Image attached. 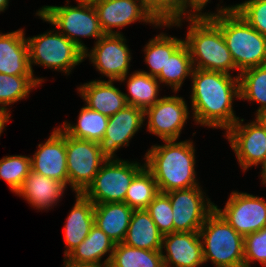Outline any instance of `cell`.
Returning <instances> with one entry per match:
<instances>
[{"label": "cell", "instance_id": "cell-44", "mask_svg": "<svg viewBox=\"0 0 266 267\" xmlns=\"http://www.w3.org/2000/svg\"><path fill=\"white\" fill-rule=\"evenodd\" d=\"M8 3H9V0H0V12L7 9Z\"/></svg>", "mask_w": 266, "mask_h": 267}, {"label": "cell", "instance_id": "cell-14", "mask_svg": "<svg viewBox=\"0 0 266 267\" xmlns=\"http://www.w3.org/2000/svg\"><path fill=\"white\" fill-rule=\"evenodd\" d=\"M91 1L96 10L101 29L105 34H119L114 28L122 29V27H126L135 21L150 23L154 27L164 26V23H159L148 11L144 0Z\"/></svg>", "mask_w": 266, "mask_h": 267}, {"label": "cell", "instance_id": "cell-34", "mask_svg": "<svg viewBox=\"0 0 266 267\" xmlns=\"http://www.w3.org/2000/svg\"><path fill=\"white\" fill-rule=\"evenodd\" d=\"M31 170V157L13 155L0 159V178L7 182L14 193L19 190Z\"/></svg>", "mask_w": 266, "mask_h": 267}, {"label": "cell", "instance_id": "cell-20", "mask_svg": "<svg viewBox=\"0 0 266 267\" xmlns=\"http://www.w3.org/2000/svg\"><path fill=\"white\" fill-rule=\"evenodd\" d=\"M0 73L33 75L29 64V48L23 29L0 33Z\"/></svg>", "mask_w": 266, "mask_h": 267}, {"label": "cell", "instance_id": "cell-41", "mask_svg": "<svg viewBox=\"0 0 266 267\" xmlns=\"http://www.w3.org/2000/svg\"><path fill=\"white\" fill-rule=\"evenodd\" d=\"M9 119H10V114L0 109V137L1 133L5 129L6 126L5 124L9 121Z\"/></svg>", "mask_w": 266, "mask_h": 267}, {"label": "cell", "instance_id": "cell-17", "mask_svg": "<svg viewBox=\"0 0 266 267\" xmlns=\"http://www.w3.org/2000/svg\"><path fill=\"white\" fill-rule=\"evenodd\" d=\"M45 141L38 145V150L31 157L32 171L67 186L66 133L57 127Z\"/></svg>", "mask_w": 266, "mask_h": 267}, {"label": "cell", "instance_id": "cell-3", "mask_svg": "<svg viewBox=\"0 0 266 267\" xmlns=\"http://www.w3.org/2000/svg\"><path fill=\"white\" fill-rule=\"evenodd\" d=\"M184 43L190 51L193 68L230 74L237 67L221 29L211 19L187 20Z\"/></svg>", "mask_w": 266, "mask_h": 267}, {"label": "cell", "instance_id": "cell-4", "mask_svg": "<svg viewBox=\"0 0 266 267\" xmlns=\"http://www.w3.org/2000/svg\"><path fill=\"white\" fill-rule=\"evenodd\" d=\"M222 31L239 74L249 68L266 64V37L232 11L211 19Z\"/></svg>", "mask_w": 266, "mask_h": 267}, {"label": "cell", "instance_id": "cell-22", "mask_svg": "<svg viewBox=\"0 0 266 267\" xmlns=\"http://www.w3.org/2000/svg\"><path fill=\"white\" fill-rule=\"evenodd\" d=\"M94 225V203L83 194L76 193V202L64 226L67 257L89 234Z\"/></svg>", "mask_w": 266, "mask_h": 267}, {"label": "cell", "instance_id": "cell-38", "mask_svg": "<svg viewBox=\"0 0 266 267\" xmlns=\"http://www.w3.org/2000/svg\"><path fill=\"white\" fill-rule=\"evenodd\" d=\"M259 261L266 267V226L244 236V267Z\"/></svg>", "mask_w": 266, "mask_h": 267}, {"label": "cell", "instance_id": "cell-19", "mask_svg": "<svg viewBox=\"0 0 266 267\" xmlns=\"http://www.w3.org/2000/svg\"><path fill=\"white\" fill-rule=\"evenodd\" d=\"M112 82L114 80H93L80 85L78 93L89 109L110 117L127 105L124 93Z\"/></svg>", "mask_w": 266, "mask_h": 267}, {"label": "cell", "instance_id": "cell-39", "mask_svg": "<svg viewBox=\"0 0 266 267\" xmlns=\"http://www.w3.org/2000/svg\"><path fill=\"white\" fill-rule=\"evenodd\" d=\"M210 0H185V15L187 14V20H201V19H213L217 16L227 14L235 10L236 5L217 8V13H202V9ZM191 8V9H188ZM188 9V11L186 10ZM193 9V11H192ZM190 10V11H189ZM187 11V12H186Z\"/></svg>", "mask_w": 266, "mask_h": 267}, {"label": "cell", "instance_id": "cell-36", "mask_svg": "<svg viewBox=\"0 0 266 267\" xmlns=\"http://www.w3.org/2000/svg\"><path fill=\"white\" fill-rule=\"evenodd\" d=\"M146 211L163 236L174 232L172 206L166 193L159 192L148 205Z\"/></svg>", "mask_w": 266, "mask_h": 267}, {"label": "cell", "instance_id": "cell-29", "mask_svg": "<svg viewBox=\"0 0 266 267\" xmlns=\"http://www.w3.org/2000/svg\"><path fill=\"white\" fill-rule=\"evenodd\" d=\"M44 78L34 75H8L0 73V109L10 114L8 106L26 98L33 88L42 84Z\"/></svg>", "mask_w": 266, "mask_h": 267}, {"label": "cell", "instance_id": "cell-33", "mask_svg": "<svg viewBox=\"0 0 266 267\" xmlns=\"http://www.w3.org/2000/svg\"><path fill=\"white\" fill-rule=\"evenodd\" d=\"M238 77L239 99L259 103L256 113L266 108V64L246 69Z\"/></svg>", "mask_w": 266, "mask_h": 267}, {"label": "cell", "instance_id": "cell-43", "mask_svg": "<svg viewBox=\"0 0 266 267\" xmlns=\"http://www.w3.org/2000/svg\"><path fill=\"white\" fill-rule=\"evenodd\" d=\"M261 171H262L261 172L262 183H263V185H266V161L262 165V170Z\"/></svg>", "mask_w": 266, "mask_h": 267}, {"label": "cell", "instance_id": "cell-40", "mask_svg": "<svg viewBox=\"0 0 266 267\" xmlns=\"http://www.w3.org/2000/svg\"><path fill=\"white\" fill-rule=\"evenodd\" d=\"M64 267H107V266L100 265L97 263L77 262V261L69 259L68 257H65Z\"/></svg>", "mask_w": 266, "mask_h": 267}, {"label": "cell", "instance_id": "cell-24", "mask_svg": "<svg viewBox=\"0 0 266 267\" xmlns=\"http://www.w3.org/2000/svg\"><path fill=\"white\" fill-rule=\"evenodd\" d=\"M163 235L146 209L134 210L122 243L144 250H161Z\"/></svg>", "mask_w": 266, "mask_h": 267}, {"label": "cell", "instance_id": "cell-27", "mask_svg": "<svg viewBox=\"0 0 266 267\" xmlns=\"http://www.w3.org/2000/svg\"><path fill=\"white\" fill-rule=\"evenodd\" d=\"M108 121V116L84 106L79 112L76 125L64 121L60 127L71 137L99 142L104 137Z\"/></svg>", "mask_w": 266, "mask_h": 267}, {"label": "cell", "instance_id": "cell-23", "mask_svg": "<svg viewBox=\"0 0 266 267\" xmlns=\"http://www.w3.org/2000/svg\"><path fill=\"white\" fill-rule=\"evenodd\" d=\"M133 211L124 202L94 204V225L104 231L115 244L122 243Z\"/></svg>", "mask_w": 266, "mask_h": 267}, {"label": "cell", "instance_id": "cell-35", "mask_svg": "<svg viewBox=\"0 0 266 267\" xmlns=\"http://www.w3.org/2000/svg\"><path fill=\"white\" fill-rule=\"evenodd\" d=\"M148 11L165 27H180L185 14V0H144Z\"/></svg>", "mask_w": 266, "mask_h": 267}, {"label": "cell", "instance_id": "cell-2", "mask_svg": "<svg viewBox=\"0 0 266 267\" xmlns=\"http://www.w3.org/2000/svg\"><path fill=\"white\" fill-rule=\"evenodd\" d=\"M153 145L145 155V166L151 171L159 192L199 186L196 181L195 148L190 140L163 141Z\"/></svg>", "mask_w": 266, "mask_h": 267}, {"label": "cell", "instance_id": "cell-5", "mask_svg": "<svg viewBox=\"0 0 266 267\" xmlns=\"http://www.w3.org/2000/svg\"><path fill=\"white\" fill-rule=\"evenodd\" d=\"M204 262L216 267H244V236L239 234L215 209L199 230Z\"/></svg>", "mask_w": 266, "mask_h": 267}, {"label": "cell", "instance_id": "cell-21", "mask_svg": "<svg viewBox=\"0 0 266 267\" xmlns=\"http://www.w3.org/2000/svg\"><path fill=\"white\" fill-rule=\"evenodd\" d=\"M66 188L63 182L31 170L16 194L25 198L32 207L44 210L56 205Z\"/></svg>", "mask_w": 266, "mask_h": 267}, {"label": "cell", "instance_id": "cell-15", "mask_svg": "<svg viewBox=\"0 0 266 267\" xmlns=\"http://www.w3.org/2000/svg\"><path fill=\"white\" fill-rule=\"evenodd\" d=\"M189 114L183 97L164 96L144 111V120L148 118V131L157 135L162 141H177Z\"/></svg>", "mask_w": 266, "mask_h": 267}, {"label": "cell", "instance_id": "cell-28", "mask_svg": "<svg viewBox=\"0 0 266 267\" xmlns=\"http://www.w3.org/2000/svg\"><path fill=\"white\" fill-rule=\"evenodd\" d=\"M108 267H164V264L161 250H144L117 243Z\"/></svg>", "mask_w": 266, "mask_h": 267}, {"label": "cell", "instance_id": "cell-25", "mask_svg": "<svg viewBox=\"0 0 266 267\" xmlns=\"http://www.w3.org/2000/svg\"><path fill=\"white\" fill-rule=\"evenodd\" d=\"M115 245L104 231L93 225L88 236L67 257L77 262L97 263L108 267ZM109 252V256L101 263V258Z\"/></svg>", "mask_w": 266, "mask_h": 267}, {"label": "cell", "instance_id": "cell-1", "mask_svg": "<svg viewBox=\"0 0 266 267\" xmlns=\"http://www.w3.org/2000/svg\"><path fill=\"white\" fill-rule=\"evenodd\" d=\"M191 78L193 120L201 126L227 131L239 119L232 106L234 98H240L239 77L193 68Z\"/></svg>", "mask_w": 266, "mask_h": 267}, {"label": "cell", "instance_id": "cell-11", "mask_svg": "<svg viewBox=\"0 0 266 267\" xmlns=\"http://www.w3.org/2000/svg\"><path fill=\"white\" fill-rule=\"evenodd\" d=\"M123 34H104L95 42L94 48L84 52L100 74L109 80L123 82L129 73L131 53Z\"/></svg>", "mask_w": 266, "mask_h": 267}, {"label": "cell", "instance_id": "cell-8", "mask_svg": "<svg viewBox=\"0 0 266 267\" xmlns=\"http://www.w3.org/2000/svg\"><path fill=\"white\" fill-rule=\"evenodd\" d=\"M144 166L145 163L107 159L82 194L94 204L124 202L130 183Z\"/></svg>", "mask_w": 266, "mask_h": 267}, {"label": "cell", "instance_id": "cell-7", "mask_svg": "<svg viewBox=\"0 0 266 267\" xmlns=\"http://www.w3.org/2000/svg\"><path fill=\"white\" fill-rule=\"evenodd\" d=\"M52 30L26 38L30 69L33 73L32 65L37 64L69 75L76 65L84 61V52L58 30Z\"/></svg>", "mask_w": 266, "mask_h": 267}, {"label": "cell", "instance_id": "cell-42", "mask_svg": "<svg viewBox=\"0 0 266 267\" xmlns=\"http://www.w3.org/2000/svg\"><path fill=\"white\" fill-rule=\"evenodd\" d=\"M256 120L266 127V108H263L262 110L258 111L256 114Z\"/></svg>", "mask_w": 266, "mask_h": 267}, {"label": "cell", "instance_id": "cell-37", "mask_svg": "<svg viewBox=\"0 0 266 267\" xmlns=\"http://www.w3.org/2000/svg\"><path fill=\"white\" fill-rule=\"evenodd\" d=\"M237 11L245 21L266 37V0H247L236 4Z\"/></svg>", "mask_w": 266, "mask_h": 267}, {"label": "cell", "instance_id": "cell-10", "mask_svg": "<svg viewBox=\"0 0 266 267\" xmlns=\"http://www.w3.org/2000/svg\"><path fill=\"white\" fill-rule=\"evenodd\" d=\"M173 212L174 232H199L214 203L200 186L166 192Z\"/></svg>", "mask_w": 266, "mask_h": 267}, {"label": "cell", "instance_id": "cell-6", "mask_svg": "<svg viewBox=\"0 0 266 267\" xmlns=\"http://www.w3.org/2000/svg\"><path fill=\"white\" fill-rule=\"evenodd\" d=\"M77 6H43L37 11L41 20L57 27L60 33L72 41L79 49H88L80 37H93L97 41L105 34L99 24L96 10L91 0H77Z\"/></svg>", "mask_w": 266, "mask_h": 267}, {"label": "cell", "instance_id": "cell-32", "mask_svg": "<svg viewBox=\"0 0 266 267\" xmlns=\"http://www.w3.org/2000/svg\"><path fill=\"white\" fill-rule=\"evenodd\" d=\"M158 193L153 174L144 166L130 183L124 203L134 210L146 209Z\"/></svg>", "mask_w": 266, "mask_h": 267}, {"label": "cell", "instance_id": "cell-12", "mask_svg": "<svg viewBox=\"0 0 266 267\" xmlns=\"http://www.w3.org/2000/svg\"><path fill=\"white\" fill-rule=\"evenodd\" d=\"M214 209L243 236L266 226V201L262 197L233 191L223 210L217 205Z\"/></svg>", "mask_w": 266, "mask_h": 267}, {"label": "cell", "instance_id": "cell-16", "mask_svg": "<svg viewBox=\"0 0 266 267\" xmlns=\"http://www.w3.org/2000/svg\"><path fill=\"white\" fill-rule=\"evenodd\" d=\"M144 122V111L126 105L109 117L104 137L98 142L100 151L107 159H115V152L129 146L130 139L139 131Z\"/></svg>", "mask_w": 266, "mask_h": 267}, {"label": "cell", "instance_id": "cell-30", "mask_svg": "<svg viewBox=\"0 0 266 267\" xmlns=\"http://www.w3.org/2000/svg\"><path fill=\"white\" fill-rule=\"evenodd\" d=\"M193 65L188 46L183 43L168 59L165 67L156 77L160 83L171 86L174 92L180 90L186 77L191 76Z\"/></svg>", "mask_w": 266, "mask_h": 267}, {"label": "cell", "instance_id": "cell-9", "mask_svg": "<svg viewBox=\"0 0 266 267\" xmlns=\"http://www.w3.org/2000/svg\"><path fill=\"white\" fill-rule=\"evenodd\" d=\"M106 160L98 142L66 134L68 185L70 184L75 194H82L87 189Z\"/></svg>", "mask_w": 266, "mask_h": 267}, {"label": "cell", "instance_id": "cell-31", "mask_svg": "<svg viewBox=\"0 0 266 267\" xmlns=\"http://www.w3.org/2000/svg\"><path fill=\"white\" fill-rule=\"evenodd\" d=\"M184 43V40L167 36L165 33L156 35L149 40L144 47L145 63L149 65L150 71H141L150 76L157 77L162 68L165 67L167 59Z\"/></svg>", "mask_w": 266, "mask_h": 267}, {"label": "cell", "instance_id": "cell-13", "mask_svg": "<svg viewBox=\"0 0 266 267\" xmlns=\"http://www.w3.org/2000/svg\"><path fill=\"white\" fill-rule=\"evenodd\" d=\"M238 121L226 131V138L237 156L243 171L251 166H262L266 161V127L256 119L248 124Z\"/></svg>", "mask_w": 266, "mask_h": 267}, {"label": "cell", "instance_id": "cell-26", "mask_svg": "<svg viewBox=\"0 0 266 267\" xmlns=\"http://www.w3.org/2000/svg\"><path fill=\"white\" fill-rule=\"evenodd\" d=\"M161 84L156 77L144 72L135 71L127 80L129 94L124 93L127 105H132L145 111L161 98L158 97Z\"/></svg>", "mask_w": 266, "mask_h": 267}, {"label": "cell", "instance_id": "cell-18", "mask_svg": "<svg viewBox=\"0 0 266 267\" xmlns=\"http://www.w3.org/2000/svg\"><path fill=\"white\" fill-rule=\"evenodd\" d=\"M161 255L164 267H199L205 263L199 232H172L164 235Z\"/></svg>", "mask_w": 266, "mask_h": 267}]
</instances>
